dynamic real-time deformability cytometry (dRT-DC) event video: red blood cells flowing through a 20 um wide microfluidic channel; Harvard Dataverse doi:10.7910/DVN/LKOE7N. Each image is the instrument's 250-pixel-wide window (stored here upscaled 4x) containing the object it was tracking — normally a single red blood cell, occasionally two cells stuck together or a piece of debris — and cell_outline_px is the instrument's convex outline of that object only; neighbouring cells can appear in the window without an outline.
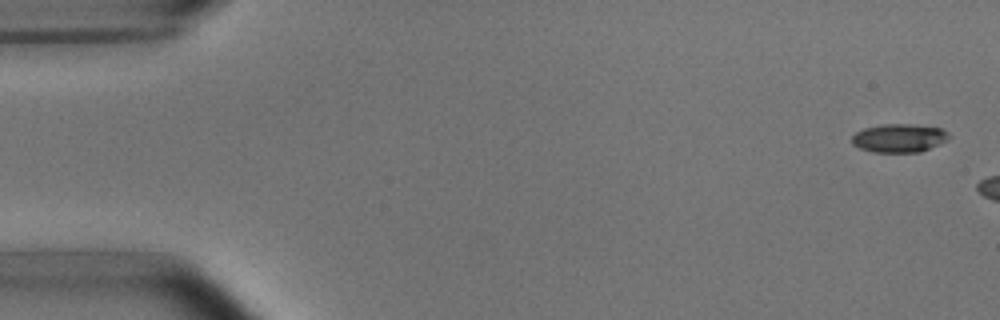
{"species": "common noctule bat (a hibernating species)", "species_latin": "Nyctalus noctula", "temperature_condition": "room temperature", "stored_images_in_passage": 3, "camera_frame_rate_fps": 3000, "um_per_image_px": 0.085, "animal": {"sex": "male", "body_mass_g": 15.6}, "frame": {"image": 1, "passage_image": 1, "time_ms": 0.0, "image_size_px": [1000, 320], "cell_outline_px": [[952, 136], [920, 152], [872, 152], [860, 148], [852, 144], [852, 136], [856, 132], [864, 128], [884, 124], [912, 124], [940, 128], [948, 132]], "centroid_in_image_um": [76.39, 11.73], "position_along_channel_um": 8.6, "area_um2": 15.9}}